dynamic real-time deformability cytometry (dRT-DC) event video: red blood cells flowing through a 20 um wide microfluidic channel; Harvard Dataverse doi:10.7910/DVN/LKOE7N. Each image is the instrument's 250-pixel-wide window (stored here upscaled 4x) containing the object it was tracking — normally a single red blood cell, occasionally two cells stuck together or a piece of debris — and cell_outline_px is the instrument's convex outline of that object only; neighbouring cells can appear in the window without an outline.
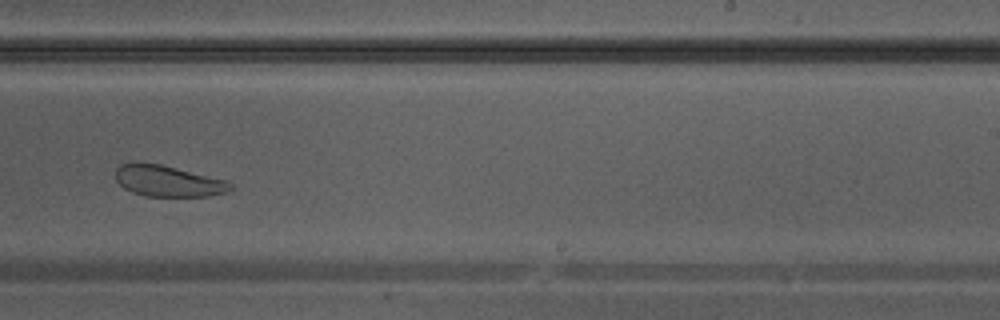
{"species": "Egyptian fruit bat (a non-hibernating species)", "species_latin": "Rousettus aegyptiacus", "temperature_condition": "warm", "stored_images_in_passage": 37, "camera_frame_rate_fps": 3000, "um_per_image_px": 0.085, "animal": {"sex": "male"}, "frame": {"image": 1, "passage_image": 22, "time_ms": 7.0, "image_size_px": [1000, 320], "cell_outline_px": [[232, 188], [224, 192], [208, 196], [144, 196], [132, 192], [124, 188], [116, 180], [116, 168], [120, 164], [136, 160], [160, 164], [228, 180], [232, 184]], "centroid_in_image_um": [14.23, 15.36], "position_along_channel_um": 274.8, "area_um2": 21.1}}